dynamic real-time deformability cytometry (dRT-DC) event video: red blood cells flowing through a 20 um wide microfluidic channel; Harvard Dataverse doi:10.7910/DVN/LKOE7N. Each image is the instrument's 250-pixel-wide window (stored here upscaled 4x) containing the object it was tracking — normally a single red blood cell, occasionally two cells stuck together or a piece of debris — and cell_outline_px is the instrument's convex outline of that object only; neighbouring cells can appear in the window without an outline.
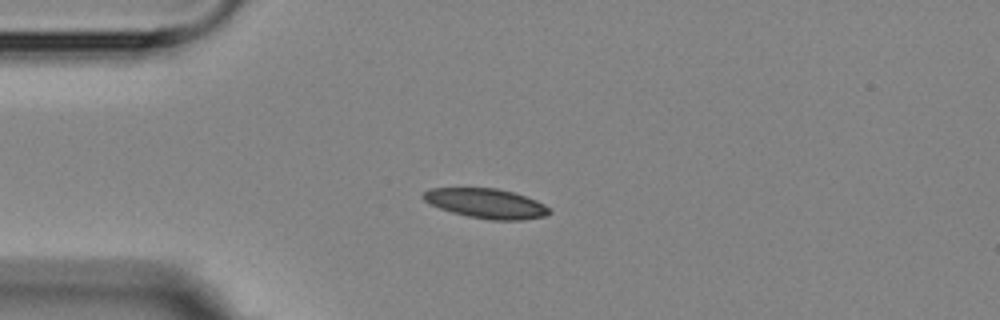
{"species": "Egyptian fruit bat (a non-hibernating species)", "species_latin": "Rousettus aegyptiacus", "temperature_condition": "room temperature", "stored_images_in_passage": 6, "camera_frame_rate_fps": 3000, "um_per_image_px": 0.085, "animal": {"sex": "female"}, "frame": {"image": 1, "passage_image": 3, "time_ms": 2.333, "image_size_px": [1000, 320], "cell_outline_px": [[552, 212], [544, 216], [524, 220], [492, 220], [468, 216], [452, 212], [440, 208], [424, 200], [424, 192], [428, 188], [496, 188], [512, 192], [536, 200], [544, 204]], "centroid_in_image_um": [41.34, 17.29], "position_along_channel_um": 43.7, "area_um2": 21.56}}
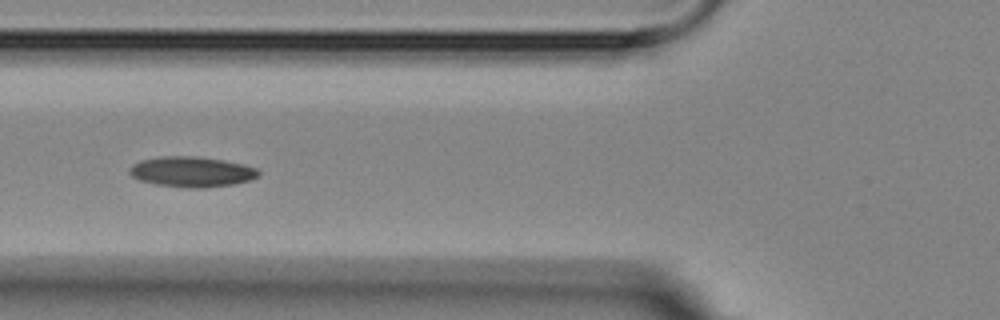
{"frame": {"image": 2, "passage_image": 5, "time_ms": 4.667, "image_size_px": [1000, 320], "cell_outline_px": [[260, 176], [248, 180], [232, 184], [200, 188], [192, 188], [156, 184], [140, 180], [132, 176], [128, 172], [128, 168], [132, 164], [140, 160], [160, 156], [196, 156], [224, 160], [244, 164], [256, 168], [260, 172]], "centroid_in_image_um": [16.27, 14.58], "position_along_channel_um": 109.5, "area_um2": 22.83}}
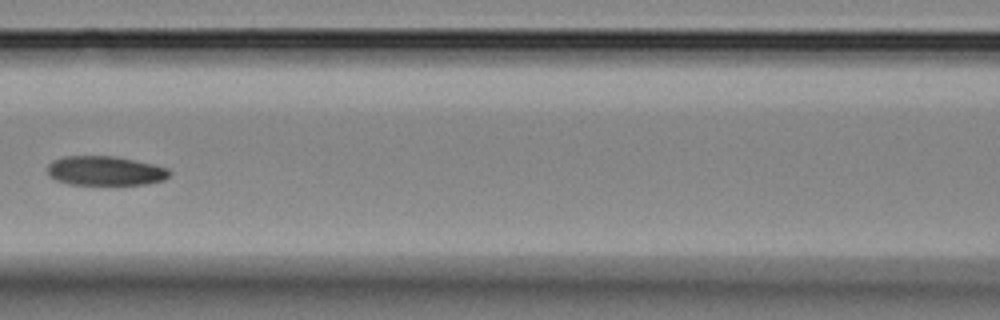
{"frame": {"image": 3, "passage_image": 6, "time_ms": 6.0, "image_size_px": [1000, 320], "cell_outline_px": [[172, 172], [164, 180], [148, 184], [68, 184], [56, 180], [48, 176], [48, 164], [52, 160], [64, 156], [116, 156], [152, 164], [168, 168]], "centroid_in_image_um": [8.93, 14.51], "position_along_channel_um": 157.7, "area_um2": 20.92}}